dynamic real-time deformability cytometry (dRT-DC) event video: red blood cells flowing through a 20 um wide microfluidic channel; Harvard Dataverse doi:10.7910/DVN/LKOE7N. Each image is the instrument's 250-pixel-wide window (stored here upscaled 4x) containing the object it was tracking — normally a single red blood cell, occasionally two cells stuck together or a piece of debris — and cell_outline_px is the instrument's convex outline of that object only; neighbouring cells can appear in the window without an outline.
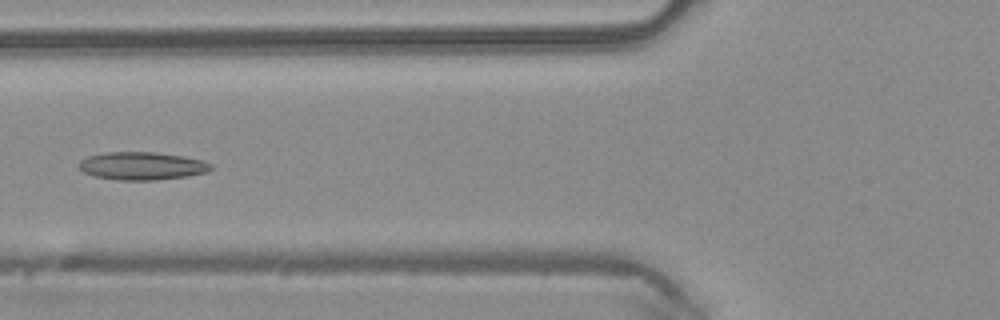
{"species": "common noctule bat (a hibernating species)", "species_latin": "Nyctalus noctula", "temperature_condition": "warm", "stored_images_in_passage": 43, "camera_frame_rate_fps": 3000, "um_per_image_px": 0.085, "animal": {"sex": "male", "body_mass_g": 20.4}, "frame": {"image": 1, "passage_image": 13, "time_ms": 4.0, "image_size_px": [1000, 320], "cell_outline_px": [[212, 168], [208, 172], [188, 176], [156, 180], [116, 180], [96, 176], [84, 172], [76, 164], [80, 160], [88, 156], [104, 152], [156, 152], [184, 156], [204, 160], [212, 164]], "centroid_in_image_um": [12.09, 14.1], "position_along_channel_um": 113.7, "area_um2": 21.68}}
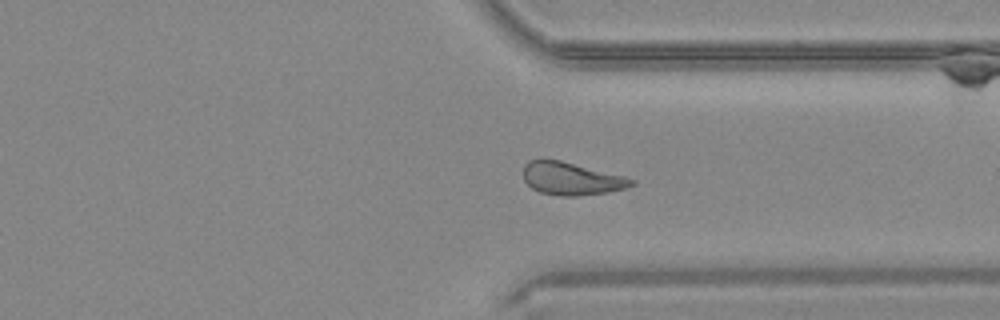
{"frame": {"image": 2, "passage_image": 31, "time_ms": 10.0, "image_size_px": [1000, 320], "cell_outline_px": [[636, 184], [628, 188], [604, 192], [576, 196], [560, 196], [540, 192], [532, 188], [524, 180], [524, 164], [528, 160], [560, 160], [624, 176], [636, 180]], "centroid_in_image_um": [48.58, 15.19], "position_along_channel_um": 362.8, "area_um2": 20.46}}
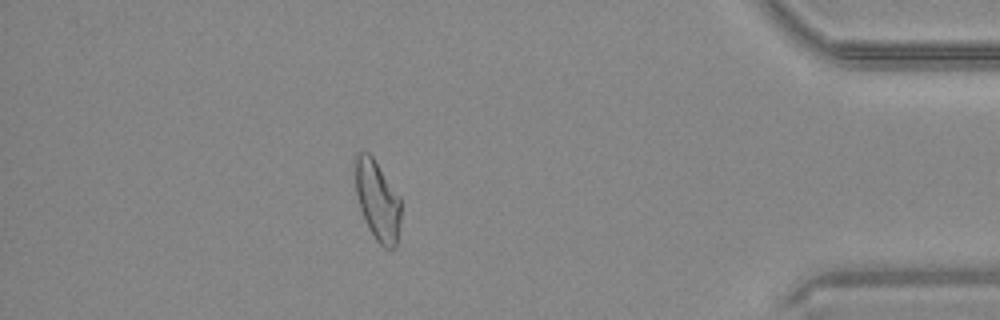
{"frame": {"image": 3, "passage_image": 37, "time_ms": 12.0, "image_size_px": [1000, 320], "cell_outline_px": [[400, 220], [396, 248], [384, 248], [376, 240], [368, 228], [360, 208], [356, 196], [356, 156], [360, 152], [368, 152], [372, 156], [400, 196]], "centroid_in_image_um": [32.1, 17.07], "position_along_channel_um": 403.1, "area_um2": 21.04}, "authors_computed_cell_mechanics": {"area_um2": 21.3282, "velocity_mm_per_s": 4.145, "shape_relaxation_time_tau1_ms": null, "shape_relaxation_time_tau2_ms": 5.8754, "deformation_change_tau1": null, "deformation_change_tau2": 0.1528}}